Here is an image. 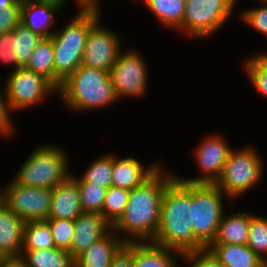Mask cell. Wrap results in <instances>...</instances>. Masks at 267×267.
Segmentation results:
<instances>
[{"label": "cell", "instance_id": "6da1fadb", "mask_svg": "<svg viewBox=\"0 0 267 267\" xmlns=\"http://www.w3.org/2000/svg\"><path fill=\"white\" fill-rule=\"evenodd\" d=\"M176 178L162 166L143 185L130 191L123 215L112 230L125 242H152L160 223L161 202L167 186Z\"/></svg>", "mask_w": 267, "mask_h": 267}, {"label": "cell", "instance_id": "7a4b0ae2", "mask_svg": "<svg viewBox=\"0 0 267 267\" xmlns=\"http://www.w3.org/2000/svg\"><path fill=\"white\" fill-rule=\"evenodd\" d=\"M191 208V183L176 177L164 192L160 223L152 243L183 255L204 250L194 237Z\"/></svg>", "mask_w": 267, "mask_h": 267}, {"label": "cell", "instance_id": "3957f363", "mask_svg": "<svg viewBox=\"0 0 267 267\" xmlns=\"http://www.w3.org/2000/svg\"><path fill=\"white\" fill-rule=\"evenodd\" d=\"M57 94L64 107L77 114L101 110L120 101L109 72L84 65L61 83Z\"/></svg>", "mask_w": 267, "mask_h": 267}, {"label": "cell", "instance_id": "277c9868", "mask_svg": "<svg viewBox=\"0 0 267 267\" xmlns=\"http://www.w3.org/2000/svg\"><path fill=\"white\" fill-rule=\"evenodd\" d=\"M101 15V12L77 10L76 15L51 36L54 47V86L57 89L81 65L89 31L102 19Z\"/></svg>", "mask_w": 267, "mask_h": 267}, {"label": "cell", "instance_id": "5b68a950", "mask_svg": "<svg viewBox=\"0 0 267 267\" xmlns=\"http://www.w3.org/2000/svg\"><path fill=\"white\" fill-rule=\"evenodd\" d=\"M43 143L16 170L12 179L20 186L52 189L71 175L68 151L55 143Z\"/></svg>", "mask_w": 267, "mask_h": 267}, {"label": "cell", "instance_id": "8992f818", "mask_svg": "<svg viewBox=\"0 0 267 267\" xmlns=\"http://www.w3.org/2000/svg\"><path fill=\"white\" fill-rule=\"evenodd\" d=\"M235 149L237 148L231 150L221 177L215 183L231 200L232 208H234V201L259 185L265 170L264 158L254 144Z\"/></svg>", "mask_w": 267, "mask_h": 267}, {"label": "cell", "instance_id": "52a82bcc", "mask_svg": "<svg viewBox=\"0 0 267 267\" xmlns=\"http://www.w3.org/2000/svg\"><path fill=\"white\" fill-rule=\"evenodd\" d=\"M229 200L215 184L191 183L192 229L195 239L206 249L216 238Z\"/></svg>", "mask_w": 267, "mask_h": 267}, {"label": "cell", "instance_id": "ba28073f", "mask_svg": "<svg viewBox=\"0 0 267 267\" xmlns=\"http://www.w3.org/2000/svg\"><path fill=\"white\" fill-rule=\"evenodd\" d=\"M237 3L238 0H186L183 24L178 32L204 41L213 38L231 19Z\"/></svg>", "mask_w": 267, "mask_h": 267}, {"label": "cell", "instance_id": "9c48e42d", "mask_svg": "<svg viewBox=\"0 0 267 267\" xmlns=\"http://www.w3.org/2000/svg\"><path fill=\"white\" fill-rule=\"evenodd\" d=\"M6 77V102L12 115L38 106L53 93L57 96V88L48 79L26 67L9 72Z\"/></svg>", "mask_w": 267, "mask_h": 267}, {"label": "cell", "instance_id": "30bf717a", "mask_svg": "<svg viewBox=\"0 0 267 267\" xmlns=\"http://www.w3.org/2000/svg\"><path fill=\"white\" fill-rule=\"evenodd\" d=\"M126 46L109 71V77L118 99L144 97L148 90V65L146 58L136 48Z\"/></svg>", "mask_w": 267, "mask_h": 267}, {"label": "cell", "instance_id": "8fae6325", "mask_svg": "<svg viewBox=\"0 0 267 267\" xmlns=\"http://www.w3.org/2000/svg\"><path fill=\"white\" fill-rule=\"evenodd\" d=\"M10 180L2 186V203L25 222L49 219L51 189L20 186Z\"/></svg>", "mask_w": 267, "mask_h": 267}, {"label": "cell", "instance_id": "7c38bea8", "mask_svg": "<svg viewBox=\"0 0 267 267\" xmlns=\"http://www.w3.org/2000/svg\"><path fill=\"white\" fill-rule=\"evenodd\" d=\"M232 149V146L221 134H208L197 144V147L195 146V151H193V158H195V163L202 174L194 175V177H183L177 173L176 177L188 183L215 184L221 177Z\"/></svg>", "mask_w": 267, "mask_h": 267}, {"label": "cell", "instance_id": "4fadbf2b", "mask_svg": "<svg viewBox=\"0 0 267 267\" xmlns=\"http://www.w3.org/2000/svg\"><path fill=\"white\" fill-rule=\"evenodd\" d=\"M100 21L89 31L81 65L109 72L126 44L118 32L101 25Z\"/></svg>", "mask_w": 267, "mask_h": 267}, {"label": "cell", "instance_id": "5bb4252c", "mask_svg": "<svg viewBox=\"0 0 267 267\" xmlns=\"http://www.w3.org/2000/svg\"><path fill=\"white\" fill-rule=\"evenodd\" d=\"M66 5L65 0H22L20 23L41 37L49 38L58 23L57 14L62 13Z\"/></svg>", "mask_w": 267, "mask_h": 267}, {"label": "cell", "instance_id": "9a60e30c", "mask_svg": "<svg viewBox=\"0 0 267 267\" xmlns=\"http://www.w3.org/2000/svg\"><path fill=\"white\" fill-rule=\"evenodd\" d=\"M155 162L145 167L138 158L121 157L113 152L112 186L131 191L143 185L163 166Z\"/></svg>", "mask_w": 267, "mask_h": 267}, {"label": "cell", "instance_id": "2e32d148", "mask_svg": "<svg viewBox=\"0 0 267 267\" xmlns=\"http://www.w3.org/2000/svg\"><path fill=\"white\" fill-rule=\"evenodd\" d=\"M111 230L112 225L100 213L82 212L74 220V235L69 254L75 259Z\"/></svg>", "mask_w": 267, "mask_h": 267}, {"label": "cell", "instance_id": "e0dca14e", "mask_svg": "<svg viewBox=\"0 0 267 267\" xmlns=\"http://www.w3.org/2000/svg\"><path fill=\"white\" fill-rule=\"evenodd\" d=\"M25 221L0 203V259H19L22 254Z\"/></svg>", "mask_w": 267, "mask_h": 267}, {"label": "cell", "instance_id": "ac0fdd59", "mask_svg": "<svg viewBox=\"0 0 267 267\" xmlns=\"http://www.w3.org/2000/svg\"><path fill=\"white\" fill-rule=\"evenodd\" d=\"M49 218L74 221L82 212L78 183L69 176L51 189Z\"/></svg>", "mask_w": 267, "mask_h": 267}, {"label": "cell", "instance_id": "d6986e66", "mask_svg": "<svg viewBox=\"0 0 267 267\" xmlns=\"http://www.w3.org/2000/svg\"><path fill=\"white\" fill-rule=\"evenodd\" d=\"M126 243L111 230L74 259L75 267H110L114 256Z\"/></svg>", "mask_w": 267, "mask_h": 267}, {"label": "cell", "instance_id": "ffe728a7", "mask_svg": "<svg viewBox=\"0 0 267 267\" xmlns=\"http://www.w3.org/2000/svg\"><path fill=\"white\" fill-rule=\"evenodd\" d=\"M182 257L180 252L152 242H132V267H181Z\"/></svg>", "mask_w": 267, "mask_h": 267}, {"label": "cell", "instance_id": "44dd1931", "mask_svg": "<svg viewBox=\"0 0 267 267\" xmlns=\"http://www.w3.org/2000/svg\"><path fill=\"white\" fill-rule=\"evenodd\" d=\"M206 249L222 267L266 266V263L248 245L211 243Z\"/></svg>", "mask_w": 267, "mask_h": 267}, {"label": "cell", "instance_id": "7402d4cb", "mask_svg": "<svg viewBox=\"0 0 267 267\" xmlns=\"http://www.w3.org/2000/svg\"><path fill=\"white\" fill-rule=\"evenodd\" d=\"M250 221V212H225L212 243L247 245Z\"/></svg>", "mask_w": 267, "mask_h": 267}, {"label": "cell", "instance_id": "603a6c76", "mask_svg": "<svg viewBox=\"0 0 267 267\" xmlns=\"http://www.w3.org/2000/svg\"><path fill=\"white\" fill-rule=\"evenodd\" d=\"M19 260L24 267H75L69 252L60 248L22 249Z\"/></svg>", "mask_w": 267, "mask_h": 267}, {"label": "cell", "instance_id": "cb8c5ba5", "mask_svg": "<svg viewBox=\"0 0 267 267\" xmlns=\"http://www.w3.org/2000/svg\"><path fill=\"white\" fill-rule=\"evenodd\" d=\"M186 0H152L146 9L162 27L177 32L183 24Z\"/></svg>", "mask_w": 267, "mask_h": 267}, {"label": "cell", "instance_id": "d4e9b609", "mask_svg": "<svg viewBox=\"0 0 267 267\" xmlns=\"http://www.w3.org/2000/svg\"><path fill=\"white\" fill-rule=\"evenodd\" d=\"M97 159L91 161L85 171L79 174L71 172V177L76 182H86L95 184L104 188L112 186V172H113V151L106 152Z\"/></svg>", "mask_w": 267, "mask_h": 267}, {"label": "cell", "instance_id": "484cf974", "mask_svg": "<svg viewBox=\"0 0 267 267\" xmlns=\"http://www.w3.org/2000/svg\"><path fill=\"white\" fill-rule=\"evenodd\" d=\"M54 47L52 38H42L36 45L27 69L44 76L54 85Z\"/></svg>", "mask_w": 267, "mask_h": 267}, {"label": "cell", "instance_id": "4316f807", "mask_svg": "<svg viewBox=\"0 0 267 267\" xmlns=\"http://www.w3.org/2000/svg\"><path fill=\"white\" fill-rule=\"evenodd\" d=\"M12 33L14 34V56L16 57L17 69L25 68L30 61V57L36 45L43 37L32 32L22 23H19Z\"/></svg>", "mask_w": 267, "mask_h": 267}, {"label": "cell", "instance_id": "83f0119b", "mask_svg": "<svg viewBox=\"0 0 267 267\" xmlns=\"http://www.w3.org/2000/svg\"><path fill=\"white\" fill-rule=\"evenodd\" d=\"M56 248L46 220L25 222L22 249Z\"/></svg>", "mask_w": 267, "mask_h": 267}, {"label": "cell", "instance_id": "f1b7e54d", "mask_svg": "<svg viewBox=\"0 0 267 267\" xmlns=\"http://www.w3.org/2000/svg\"><path fill=\"white\" fill-rule=\"evenodd\" d=\"M249 56L243 61V70L252 87L267 99V51H260Z\"/></svg>", "mask_w": 267, "mask_h": 267}, {"label": "cell", "instance_id": "f546056e", "mask_svg": "<svg viewBox=\"0 0 267 267\" xmlns=\"http://www.w3.org/2000/svg\"><path fill=\"white\" fill-rule=\"evenodd\" d=\"M130 190L110 186L107 189L101 215L113 226L123 215Z\"/></svg>", "mask_w": 267, "mask_h": 267}, {"label": "cell", "instance_id": "4dcf8cb0", "mask_svg": "<svg viewBox=\"0 0 267 267\" xmlns=\"http://www.w3.org/2000/svg\"><path fill=\"white\" fill-rule=\"evenodd\" d=\"M247 245L267 264V216L251 212Z\"/></svg>", "mask_w": 267, "mask_h": 267}, {"label": "cell", "instance_id": "1f68e13d", "mask_svg": "<svg viewBox=\"0 0 267 267\" xmlns=\"http://www.w3.org/2000/svg\"><path fill=\"white\" fill-rule=\"evenodd\" d=\"M83 212L101 213L108 188L86 182H77Z\"/></svg>", "mask_w": 267, "mask_h": 267}, {"label": "cell", "instance_id": "d6a6232c", "mask_svg": "<svg viewBox=\"0 0 267 267\" xmlns=\"http://www.w3.org/2000/svg\"><path fill=\"white\" fill-rule=\"evenodd\" d=\"M46 221L49 224L56 248L69 251L74 235V221L56 218H49Z\"/></svg>", "mask_w": 267, "mask_h": 267}, {"label": "cell", "instance_id": "836d02e7", "mask_svg": "<svg viewBox=\"0 0 267 267\" xmlns=\"http://www.w3.org/2000/svg\"><path fill=\"white\" fill-rule=\"evenodd\" d=\"M259 4L261 5L246 8L236 14L240 16L241 22L267 38V3Z\"/></svg>", "mask_w": 267, "mask_h": 267}, {"label": "cell", "instance_id": "e575fe53", "mask_svg": "<svg viewBox=\"0 0 267 267\" xmlns=\"http://www.w3.org/2000/svg\"><path fill=\"white\" fill-rule=\"evenodd\" d=\"M21 2L18 0L13 5L0 8V34L13 31L20 23Z\"/></svg>", "mask_w": 267, "mask_h": 267}, {"label": "cell", "instance_id": "d590c367", "mask_svg": "<svg viewBox=\"0 0 267 267\" xmlns=\"http://www.w3.org/2000/svg\"><path fill=\"white\" fill-rule=\"evenodd\" d=\"M3 87V88H2ZM0 85V137L10 139L13 135L17 134L15 131L18 129L14 128L13 116L7 107L5 85ZM4 91V93L2 92Z\"/></svg>", "mask_w": 267, "mask_h": 267}, {"label": "cell", "instance_id": "8d00e7d4", "mask_svg": "<svg viewBox=\"0 0 267 267\" xmlns=\"http://www.w3.org/2000/svg\"><path fill=\"white\" fill-rule=\"evenodd\" d=\"M14 48V34L11 32H6L0 34V63L11 66V71L13 72L17 69V62Z\"/></svg>", "mask_w": 267, "mask_h": 267}, {"label": "cell", "instance_id": "74e56055", "mask_svg": "<svg viewBox=\"0 0 267 267\" xmlns=\"http://www.w3.org/2000/svg\"><path fill=\"white\" fill-rule=\"evenodd\" d=\"M181 261L187 267H222L207 249L184 254Z\"/></svg>", "mask_w": 267, "mask_h": 267}, {"label": "cell", "instance_id": "f35d334b", "mask_svg": "<svg viewBox=\"0 0 267 267\" xmlns=\"http://www.w3.org/2000/svg\"><path fill=\"white\" fill-rule=\"evenodd\" d=\"M110 267H132V242L126 243L114 256Z\"/></svg>", "mask_w": 267, "mask_h": 267}, {"label": "cell", "instance_id": "ab89813d", "mask_svg": "<svg viewBox=\"0 0 267 267\" xmlns=\"http://www.w3.org/2000/svg\"><path fill=\"white\" fill-rule=\"evenodd\" d=\"M68 0H65V3H67ZM76 3V9L78 6L79 11H96V12H102L100 9V1L99 0H74Z\"/></svg>", "mask_w": 267, "mask_h": 267}, {"label": "cell", "instance_id": "60d3db41", "mask_svg": "<svg viewBox=\"0 0 267 267\" xmlns=\"http://www.w3.org/2000/svg\"><path fill=\"white\" fill-rule=\"evenodd\" d=\"M0 267H24L19 259H0Z\"/></svg>", "mask_w": 267, "mask_h": 267}, {"label": "cell", "instance_id": "b9f144b4", "mask_svg": "<svg viewBox=\"0 0 267 267\" xmlns=\"http://www.w3.org/2000/svg\"><path fill=\"white\" fill-rule=\"evenodd\" d=\"M18 0H0V8L13 5Z\"/></svg>", "mask_w": 267, "mask_h": 267}, {"label": "cell", "instance_id": "7bdbcfd3", "mask_svg": "<svg viewBox=\"0 0 267 267\" xmlns=\"http://www.w3.org/2000/svg\"><path fill=\"white\" fill-rule=\"evenodd\" d=\"M133 1H136V2H140V3H143L142 5H144L145 7L152 1V0H133Z\"/></svg>", "mask_w": 267, "mask_h": 267}, {"label": "cell", "instance_id": "ee69618b", "mask_svg": "<svg viewBox=\"0 0 267 267\" xmlns=\"http://www.w3.org/2000/svg\"><path fill=\"white\" fill-rule=\"evenodd\" d=\"M2 202V187H0V203Z\"/></svg>", "mask_w": 267, "mask_h": 267}, {"label": "cell", "instance_id": "f6af8a7d", "mask_svg": "<svg viewBox=\"0 0 267 267\" xmlns=\"http://www.w3.org/2000/svg\"><path fill=\"white\" fill-rule=\"evenodd\" d=\"M258 3H267V0H256Z\"/></svg>", "mask_w": 267, "mask_h": 267}]
</instances>
